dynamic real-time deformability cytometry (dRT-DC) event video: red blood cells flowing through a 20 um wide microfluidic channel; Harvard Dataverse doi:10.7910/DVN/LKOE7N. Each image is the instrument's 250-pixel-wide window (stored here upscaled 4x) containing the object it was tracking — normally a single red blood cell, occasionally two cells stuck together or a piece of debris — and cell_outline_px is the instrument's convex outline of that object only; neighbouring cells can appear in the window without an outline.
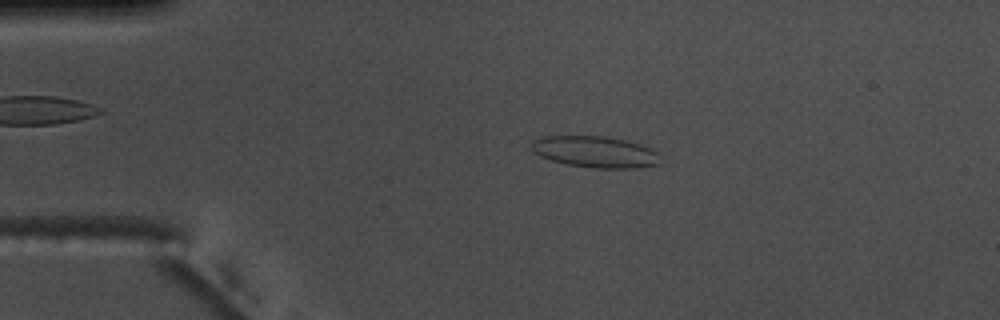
{"species": "common noctule bat (a hibernating species)", "species_latin": "Nyctalus noctula", "temperature_condition": "warm", "stored_images_in_passage": 54, "camera_frame_rate_fps": 3000, "um_per_image_px": 0.085, "animal": {"sex": "male", "body_mass_g": 17.5, "forearm_length_mm": 52.3}, "frame": {"image": 1, "passage_image": 11, "time_ms": 3.333, "image_size_px": [1000, 320], "cell_outline_px": [[660, 164], [636, 168], [592, 168], [568, 164], [552, 160], [540, 156], [532, 152], [532, 140], [544, 136], [604, 136], [624, 140], [640, 144], [656, 152]], "centroid_in_image_um": [50.56, 12.91], "position_along_channel_um": 34.4, "area_um2": 23.35}}
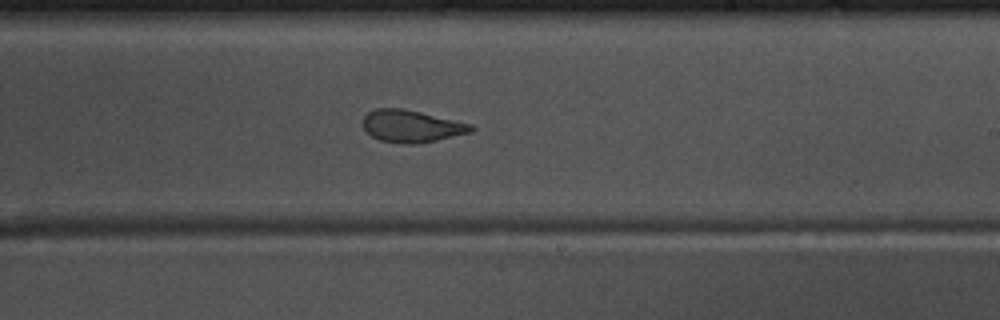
{"frame": {"image": 2, "passage_image": 32, "time_ms": 10.333, "image_size_px": [1000, 320], "cell_outline_px": [[476, 128], [472, 132], [420, 144], [400, 144], [380, 140], [372, 136], [364, 128], [364, 116], [368, 112], [376, 108], [404, 108], [472, 124]], "centroid_in_image_um": [35.0, 10.73], "position_along_channel_um": 254.0, "area_um2": 20.4}}
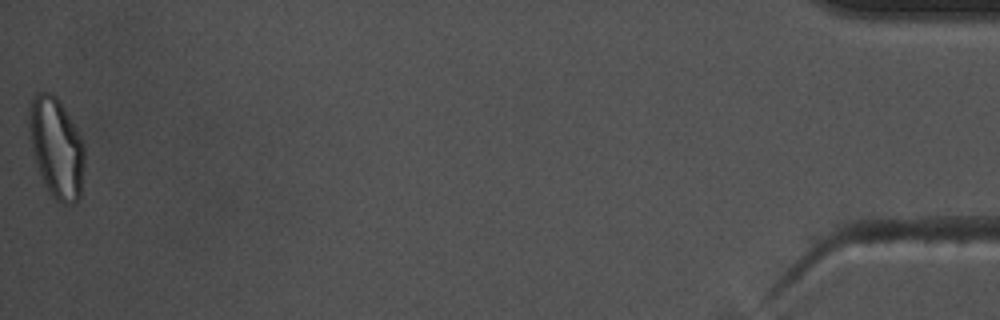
{"frame": {"image": 3, "passage_image": 54, "time_ms": 17.667, "image_size_px": [1000, 320], "cell_outline_px": [[84, 164], [80, 196], [76, 204], [64, 204], [56, 200], [48, 188], [40, 172], [32, 148], [28, 124], [28, 108], [32, 96], [36, 92], [52, 92], [60, 100], [80, 136], [84, 144]], "centroid_in_image_um": [4.79, 12.5], "position_along_channel_um": 430.4, "area_um2": 32.19}, "authors_computed_cell_mechanics": {"area_um2": 22.7443, "velocity_mm_per_s": 3.7339, "shape_relaxation_time_tau1_ms": null, "shape_relaxation_time_tau2_ms": 1.3905, "deformation_change_tau1": null, "deformation_change_tau2": 0.0691}}